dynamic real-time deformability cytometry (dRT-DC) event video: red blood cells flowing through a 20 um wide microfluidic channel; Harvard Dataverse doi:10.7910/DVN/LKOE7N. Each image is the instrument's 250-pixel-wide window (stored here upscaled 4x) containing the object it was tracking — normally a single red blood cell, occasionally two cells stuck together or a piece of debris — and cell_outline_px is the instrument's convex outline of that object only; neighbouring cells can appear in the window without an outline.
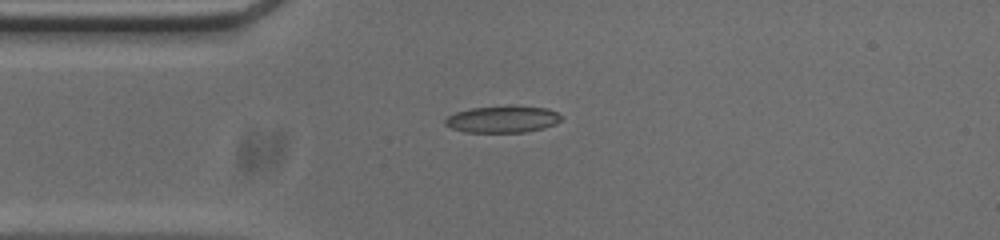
{"species": "common noctule bat (a hibernating species)", "species_latin": "Nyctalus noctula", "temperature_condition": "cold", "stored_images_in_passage": 41, "camera_frame_rate_fps": 3000, "um_per_image_px": 0.085, "animal": {"sex": "male", "body_mass_g": 20.0, "forearm_length_mm": 53.3}, "frame": {"image": 1, "passage_image": 1, "time_ms": 0.0, "image_size_px": [1000, 240], "cell_outline_px": [[564, 116], [556, 124], [544, 128], [524, 132], [464, 132], [452, 128], [444, 124], [444, 120], [448, 116], [456, 112], [472, 108], [512, 104], [548, 108]], "centroid_in_image_um": [42.76, 10.11], "position_along_channel_um": 42.2, "area_um2": 18.55}}
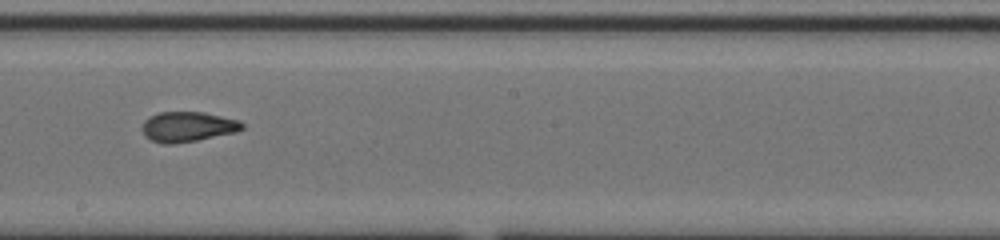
{"frame": {"image": 2, "passage_image": 17, "time_ms": 5.333, "image_size_px": [1000, 240], "cell_outline_px": [[244, 128], [236, 132], [176, 144], [164, 144], [152, 140], [144, 136], [140, 128], [144, 120], [148, 116], [156, 112], [204, 112], [240, 120], [244, 124]], "centroid_in_image_um": [15.92, 10.76], "position_along_channel_um": 232.3, "area_um2": 17.8}}
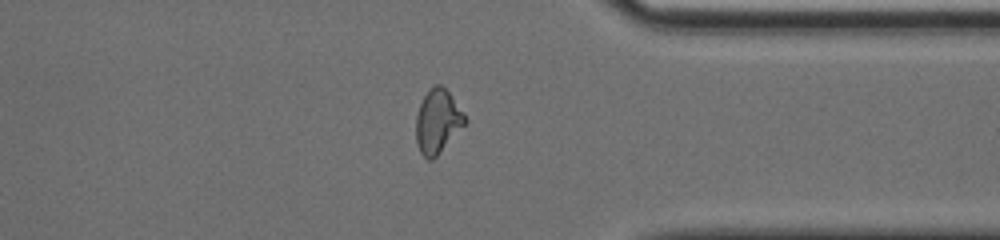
{"frame": {"image": 3, "passage_image": 29, "time_ms": 9.333, "image_size_px": [1000, 240], "cell_outline_px": [[468, 120], [436, 156], [432, 160], [428, 160], [420, 152], [416, 140], [416, 116], [420, 104], [428, 88], [436, 84], [440, 84], [448, 92], [464, 112]], "centroid_in_image_um": [37.19, 10.29], "position_along_channel_um": 374.2, "area_um2": 17.98}, "authors_computed_cell_mechanics": {"area_um2": 18.0336, "velocity_mm_per_s": 3.799, "shape_relaxation_time_tau1_ms": null, "shape_relaxation_time_tau2_ms": 1.8949, "deformation_change_tau1": null, "deformation_change_tau2": 0.0921}}